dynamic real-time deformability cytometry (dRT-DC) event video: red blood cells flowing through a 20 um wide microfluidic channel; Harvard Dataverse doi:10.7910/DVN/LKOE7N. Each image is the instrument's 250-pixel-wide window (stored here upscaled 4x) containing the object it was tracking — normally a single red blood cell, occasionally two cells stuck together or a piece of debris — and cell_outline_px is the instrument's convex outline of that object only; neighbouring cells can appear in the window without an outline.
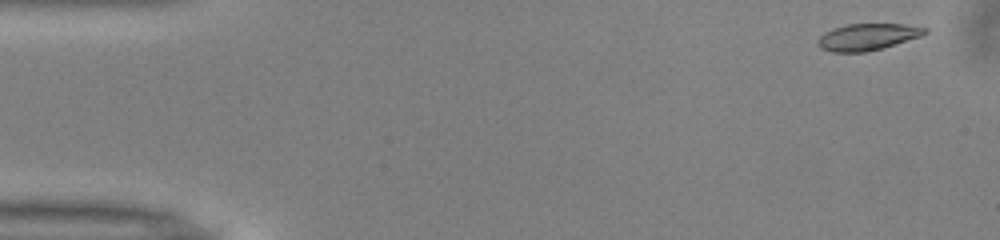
{"species": "common noctule bat (a hibernating species)", "species_latin": "Nyctalus noctula", "temperature_condition": "warm", "stored_images_in_passage": 40, "camera_frame_rate_fps": 3000, "um_per_image_px": 0.085, "animal": {"sex": "male", "body_mass_g": 13.0, "forearm_length_mm": 53.1}, "frame": {"image": 1, "passage_image": 2, "time_ms": 0.333, "image_size_px": [1000, 240], "cell_outline_px": [[928, 32], [920, 36], [880, 48], [864, 52], [832, 52], [820, 48], [816, 44], [816, 40], [824, 32], [832, 28], [848, 24], [904, 24], [928, 28]], "centroid_in_image_um": [73.68, 3.13], "position_along_channel_um": 11.3, "area_um2": 16.53}}
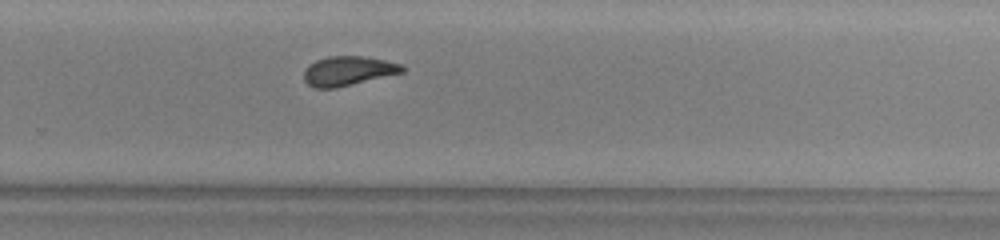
{"frame": {"image": 2, "passage_image": 33, "time_ms": 10.667, "image_size_px": [1000, 240], "cell_outline_px": [[408, 68], [404, 72], [336, 88], [316, 88], [308, 84], [304, 80], [304, 68], [308, 64], [316, 60], [328, 56], [364, 56], [384, 60], [400, 64]], "centroid_in_image_um": [29.58, 6.02], "position_along_channel_um": 300.2, "area_um2": 16.94}}
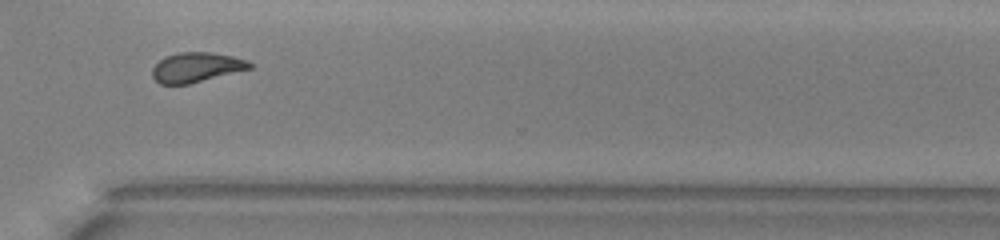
{"frame": {"image": 3, "passage_image": 37, "time_ms": 12.0, "image_size_px": [1000, 240], "cell_outline_px": [[252, 68], [188, 84], [160, 84], [152, 76], [152, 68], [164, 56], [180, 52], [212, 52], [232, 56], [248, 60], [252, 64]], "centroid_in_image_um": [16.68, 5.71], "position_along_channel_um": 353.9, "area_um2": 16.82}, "authors_computed_cell_mechanics": {"area_um2": 16.9932, "velocity_mm_per_s": 3.9958, "shape_relaxation_time_tau1_ms": 5.3049, "shape_relaxation_time_tau2_ms": 3.207, "deformation_change_tau1": 0.1726, "deformation_change_tau2": 0.074}}